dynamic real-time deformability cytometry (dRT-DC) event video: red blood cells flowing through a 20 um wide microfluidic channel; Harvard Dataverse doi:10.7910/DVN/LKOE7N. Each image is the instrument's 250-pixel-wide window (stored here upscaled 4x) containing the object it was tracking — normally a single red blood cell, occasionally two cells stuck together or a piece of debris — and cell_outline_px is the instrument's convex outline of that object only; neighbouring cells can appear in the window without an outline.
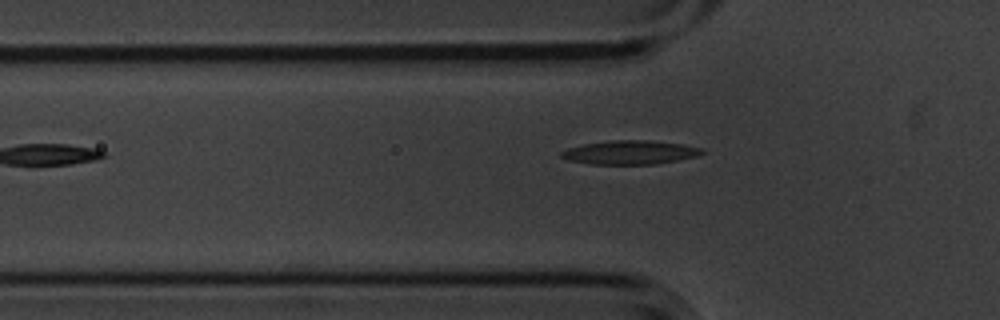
{"species": "common noctule bat (a hibernating species)", "species_latin": "Nyctalus noctula", "temperature_condition": "cold", "stored_images_in_passage": 33, "camera_frame_rate_fps": 3000, "um_per_image_px": 0.085, "animal": {"sex": "male", "body_mass_g": 20.1, "forearm_length_mm": 53.5}, "frame": {"image": 1, "passage_image": 2, "time_ms": 0.333, "image_size_px": [1000, 320], "cell_outline_px": [[704, 152], [696, 156], [656, 164], [588, 164], [568, 160], [560, 156], [560, 152], [568, 148], [584, 144], [612, 140], [648, 140], [684, 144], [700, 148]], "centroid_in_image_um": [53.52, 12.95], "position_along_channel_um": 72.3, "area_um2": 19.42}}
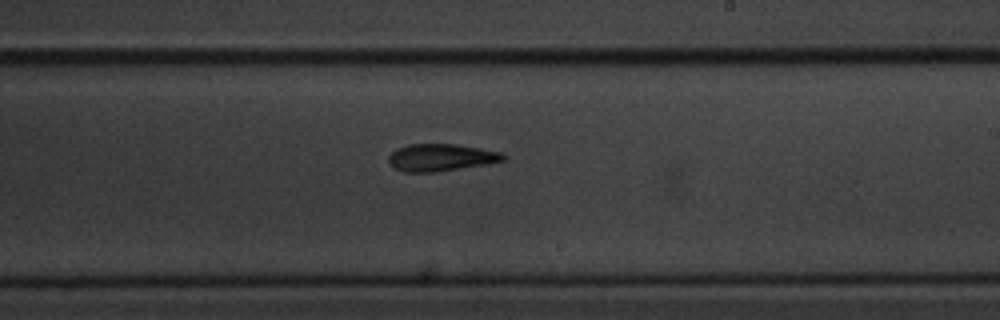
{"frame": {"image": 2, "passage_image": 17, "time_ms": 5.333, "image_size_px": [1000, 320], "cell_outline_px": [[504, 160], [484, 164], [436, 172], [404, 172], [392, 168], [388, 164], [388, 156], [396, 148], [408, 144], [456, 144], [480, 148], [500, 152], [504, 156]], "centroid_in_image_um": [37.38, 13.38], "position_along_channel_um": 251.6, "area_um2": 18.15}}
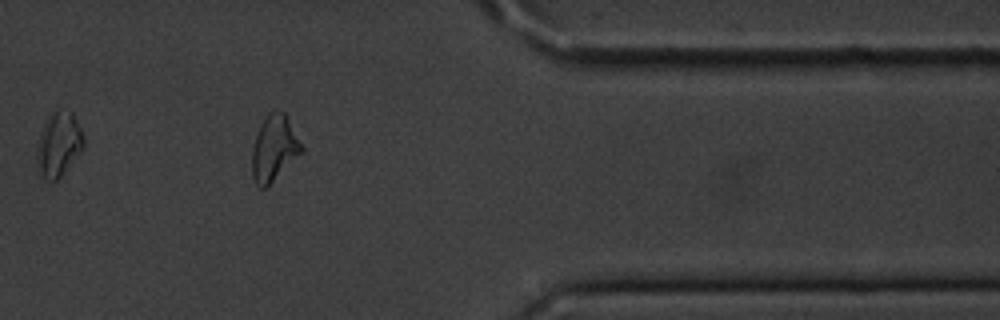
{"frame": {"image": 3, "passage_image": 30, "time_ms": 9.667, "image_size_px": [1000, 320], "cell_outline_px": [[304, 148], [264, 188], [260, 188], [256, 184], [252, 176], [252, 148], [260, 124], [268, 112], [272, 108], [284, 112]], "centroid_in_image_um": [23.26, 12.53], "position_along_channel_um": 388.1, "area_um2": 18.38}, "authors_computed_cell_mechanics": {"area_um2": 18.3804, "velocity_mm_per_s": 3.5707, "shape_relaxation_time_tau1_ms": 6.442, "shape_relaxation_time_tau2_ms": 6.4386, "deformation_change_tau1": 0.2043, "deformation_change_tau2": 0.1786}}